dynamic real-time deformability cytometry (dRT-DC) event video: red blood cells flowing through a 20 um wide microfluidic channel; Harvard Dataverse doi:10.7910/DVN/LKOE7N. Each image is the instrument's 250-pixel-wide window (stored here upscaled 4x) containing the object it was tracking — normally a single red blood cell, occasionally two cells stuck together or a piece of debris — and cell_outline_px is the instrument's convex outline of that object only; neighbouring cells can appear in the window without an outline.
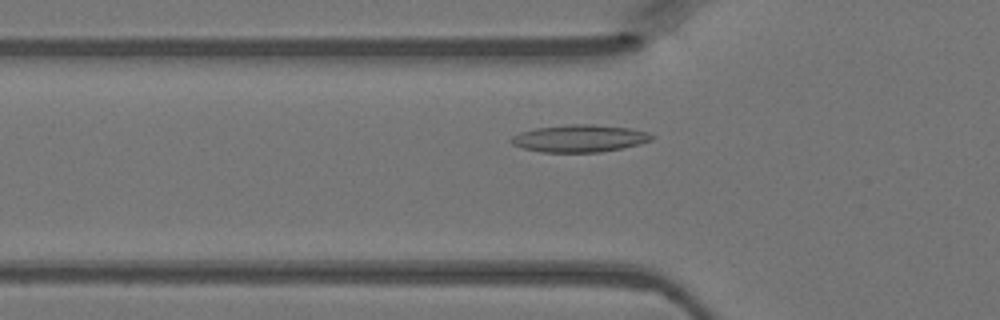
{"species": "Egyptian fruit bat (a non-hibernating species)", "species_latin": "Rousettus aegyptiacus", "temperature_condition": "warm", "stored_images_in_passage": 42, "camera_frame_rate_fps": 3000, "um_per_image_px": 0.085, "animal": {"sex": "female"}, "frame": {"image": 1, "passage_image": 11, "time_ms": 3.333, "image_size_px": [1000, 320], "cell_outline_px": [[656, 136], [652, 140], [640, 144], [600, 152], [540, 152], [524, 148], [512, 144], [508, 140], [512, 136], [520, 132], [536, 128], [568, 124], [592, 124], [628, 128], [648, 132]], "centroid_in_image_um": [49.26, 11.76], "position_along_channel_um": 76.5, "area_um2": 22.37}}
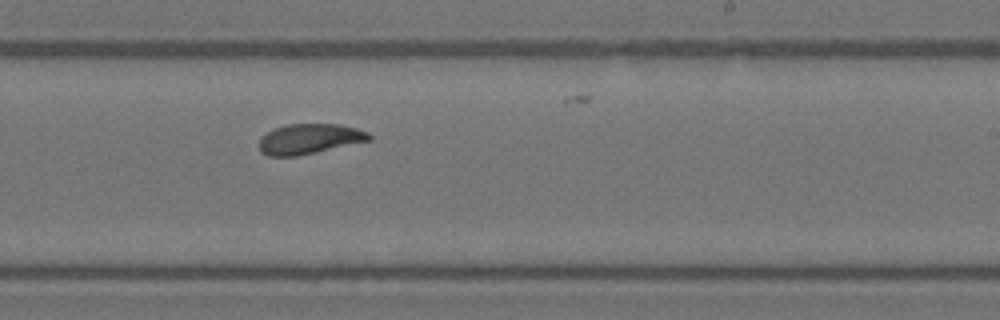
{"frame": {"image": 2, "passage_image": 24, "time_ms": 7.667, "image_size_px": [1000, 320], "cell_outline_px": [[372, 140], [296, 156], [268, 156], [260, 152], [260, 136], [272, 128], [288, 124], [340, 124], [356, 128], [368, 132], [372, 136]], "centroid_in_image_um": [26.28, 11.8], "position_along_channel_um": 262.7, "area_um2": 19.42}}
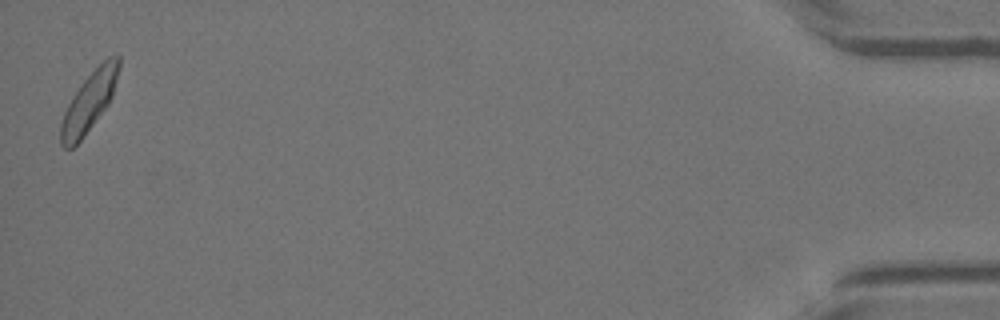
{"frame": {"image": 3, "passage_image": 42, "time_ms": 13.667, "image_size_px": [1000, 320], "cell_outline_px": [[120, 68], [112, 96], [108, 104], [80, 140], [72, 148], [64, 148], [60, 144], [60, 124], [64, 112], [72, 96], [80, 84], [108, 56], [120, 56]], "centroid_in_image_um": [7.57, 8.65], "position_along_channel_um": 427.6, "area_um2": 19.77}}